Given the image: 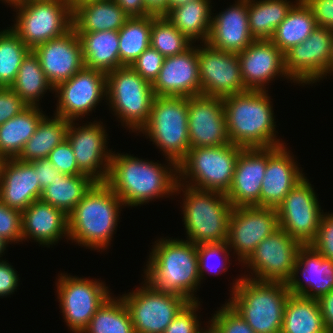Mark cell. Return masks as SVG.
Segmentation results:
<instances>
[{
    "instance_id": "obj_26",
    "label": "cell",
    "mask_w": 333,
    "mask_h": 333,
    "mask_svg": "<svg viewBox=\"0 0 333 333\" xmlns=\"http://www.w3.org/2000/svg\"><path fill=\"white\" fill-rule=\"evenodd\" d=\"M286 145L269 147L268 161L260 191V207L276 209L305 175Z\"/></svg>"
},
{
    "instance_id": "obj_6",
    "label": "cell",
    "mask_w": 333,
    "mask_h": 333,
    "mask_svg": "<svg viewBox=\"0 0 333 333\" xmlns=\"http://www.w3.org/2000/svg\"><path fill=\"white\" fill-rule=\"evenodd\" d=\"M181 190L184 193L181 207L187 241L195 245L227 242L229 219L233 209L227 196L224 193L196 189L178 182L175 194Z\"/></svg>"
},
{
    "instance_id": "obj_36",
    "label": "cell",
    "mask_w": 333,
    "mask_h": 333,
    "mask_svg": "<svg viewBox=\"0 0 333 333\" xmlns=\"http://www.w3.org/2000/svg\"><path fill=\"white\" fill-rule=\"evenodd\" d=\"M270 39L284 54L302 43L318 26L304 0H296Z\"/></svg>"
},
{
    "instance_id": "obj_24",
    "label": "cell",
    "mask_w": 333,
    "mask_h": 333,
    "mask_svg": "<svg viewBox=\"0 0 333 333\" xmlns=\"http://www.w3.org/2000/svg\"><path fill=\"white\" fill-rule=\"evenodd\" d=\"M299 271L307 286L301 282ZM286 283L290 294L318 300L333 289V261L326 259L310 244L302 245L293 274Z\"/></svg>"
},
{
    "instance_id": "obj_3",
    "label": "cell",
    "mask_w": 333,
    "mask_h": 333,
    "mask_svg": "<svg viewBox=\"0 0 333 333\" xmlns=\"http://www.w3.org/2000/svg\"><path fill=\"white\" fill-rule=\"evenodd\" d=\"M160 239L149 255L144 280L153 288L179 295L188 302L198 301L194 295L201 282L197 245L182 239Z\"/></svg>"
},
{
    "instance_id": "obj_61",
    "label": "cell",
    "mask_w": 333,
    "mask_h": 333,
    "mask_svg": "<svg viewBox=\"0 0 333 333\" xmlns=\"http://www.w3.org/2000/svg\"><path fill=\"white\" fill-rule=\"evenodd\" d=\"M333 73V41H332V47H331V55H330V59H329V65H328V70L326 71L325 76H327V74Z\"/></svg>"
},
{
    "instance_id": "obj_2",
    "label": "cell",
    "mask_w": 333,
    "mask_h": 333,
    "mask_svg": "<svg viewBox=\"0 0 333 333\" xmlns=\"http://www.w3.org/2000/svg\"><path fill=\"white\" fill-rule=\"evenodd\" d=\"M268 90H247L223 97L228 138L243 148H269L285 143L276 138Z\"/></svg>"
},
{
    "instance_id": "obj_4",
    "label": "cell",
    "mask_w": 333,
    "mask_h": 333,
    "mask_svg": "<svg viewBox=\"0 0 333 333\" xmlns=\"http://www.w3.org/2000/svg\"><path fill=\"white\" fill-rule=\"evenodd\" d=\"M122 205L105 182H96L68 215V240L99 251L107 249Z\"/></svg>"
},
{
    "instance_id": "obj_58",
    "label": "cell",
    "mask_w": 333,
    "mask_h": 333,
    "mask_svg": "<svg viewBox=\"0 0 333 333\" xmlns=\"http://www.w3.org/2000/svg\"><path fill=\"white\" fill-rule=\"evenodd\" d=\"M209 322H211V323L209 324L210 326L207 325L208 329L206 328V330H205V328L204 329L200 328L198 330V333H221L219 328L212 321L209 320ZM202 330H204V331H202Z\"/></svg>"
},
{
    "instance_id": "obj_13",
    "label": "cell",
    "mask_w": 333,
    "mask_h": 333,
    "mask_svg": "<svg viewBox=\"0 0 333 333\" xmlns=\"http://www.w3.org/2000/svg\"><path fill=\"white\" fill-rule=\"evenodd\" d=\"M301 246L297 239L279 227L262 240L242 264H246L245 267L253 272H251L252 277L250 275L243 277L255 281L287 282L293 274L297 253ZM254 273L255 276H253Z\"/></svg>"
},
{
    "instance_id": "obj_22",
    "label": "cell",
    "mask_w": 333,
    "mask_h": 333,
    "mask_svg": "<svg viewBox=\"0 0 333 333\" xmlns=\"http://www.w3.org/2000/svg\"><path fill=\"white\" fill-rule=\"evenodd\" d=\"M243 83L248 90H266L277 76H286L284 53L271 40H254L238 53ZM266 84V85H265Z\"/></svg>"
},
{
    "instance_id": "obj_16",
    "label": "cell",
    "mask_w": 333,
    "mask_h": 333,
    "mask_svg": "<svg viewBox=\"0 0 333 333\" xmlns=\"http://www.w3.org/2000/svg\"><path fill=\"white\" fill-rule=\"evenodd\" d=\"M279 228L277 210L258 206L233 207L227 244L234 249L238 261L244 263L256 246Z\"/></svg>"
},
{
    "instance_id": "obj_55",
    "label": "cell",
    "mask_w": 333,
    "mask_h": 333,
    "mask_svg": "<svg viewBox=\"0 0 333 333\" xmlns=\"http://www.w3.org/2000/svg\"><path fill=\"white\" fill-rule=\"evenodd\" d=\"M327 333H333V289L318 299Z\"/></svg>"
},
{
    "instance_id": "obj_47",
    "label": "cell",
    "mask_w": 333,
    "mask_h": 333,
    "mask_svg": "<svg viewBox=\"0 0 333 333\" xmlns=\"http://www.w3.org/2000/svg\"><path fill=\"white\" fill-rule=\"evenodd\" d=\"M22 212L0 201V236L9 243H18L22 239Z\"/></svg>"
},
{
    "instance_id": "obj_48",
    "label": "cell",
    "mask_w": 333,
    "mask_h": 333,
    "mask_svg": "<svg viewBox=\"0 0 333 333\" xmlns=\"http://www.w3.org/2000/svg\"><path fill=\"white\" fill-rule=\"evenodd\" d=\"M199 306V301L188 302L163 333H198L201 323H199L196 311Z\"/></svg>"
},
{
    "instance_id": "obj_18",
    "label": "cell",
    "mask_w": 333,
    "mask_h": 333,
    "mask_svg": "<svg viewBox=\"0 0 333 333\" xmlns=\"http://www.w3.org/2000/svg\"><path fill=\"white\" fill-rule=\"evenodd\" d=\"M333 30L317 26L300 44L285 54V70L294 83L312 84L323 79L328 70Z\"/></svg>"
},
{
    "instance_id": "obj_12",
    "label": "cell",
    "mask_w": 333,
    "mask_h": 333,
    "mask_svg": "<svg viewBox=\"0 0 333 333\" xmlns=\"http://www.w3.org/2000/svg\"><path fill=\"white\" fill-rule=\"evenodd\" d=\"M60 275L56 283L59 306L70 330L82 333L111 293L100 280Z\"/></svg>"
},
{
    "instance_id": "obj_62",
    "label": "cell",
    "mask_w": 333,
    "mask_h": 333,
    "mask_svg": "<svg viewBox=\"0 0 333 333\" xmlns=\"http://www.w3.org/2000/svg\"><path fill=\"white\" fill-rule=\"evenodd\" d=\"M8 244H11V243H9L3 237L0 236V257L2 255V253L6 250V247L8 246Z\"/></svg>"
},
{
    "instance_id": "obj_52",
    "label": "cell",
    "mask_w": 333,
    "mask_h": 333,
    "mask_svg": "<svg viewBox=\"0 0 333 333\" xmlns=\"http://www.w3.org/2000/svg\"><path fill=\"white\" fill-rule=\"evenodd\" d=\"M319 27L333 30V0H304Z\"/></svg>"
},
{
    "instance_id": "obj_23",
    "label": "cell",
    "mask_w": 333,
    "mask_h": 333,
    "mask_svg": "<svg viewBox=\"0 0 333 333\" xmlns=\"http://www.w3.org/2000/svg\"><path fill=\"white\" fill-rule=\"evenodd\" d=\"M152 88L155 96L201 95L198 47L191 45L183 53L166 57Z\"/></svg>"
},
{
    "instance_id": "obj_25",
    "label": "cell",
    "mask_w": 333,
    "mask_h": 333,
    "mask_svg": "<svg viewBox=\"0 0 333 333\" xmlns=\"http://www.w3.org/2000/svg\"><path fill=\"white\" fill-rule=\"evenodd\" d=\"M268 161V148H243L233 181L225 194L233 207H260V191Z\"/></svg>"
},
{
    "instance_id": "obj_1",
    "label": "cell",
    "mask_w": 333,
    "mask_h": 333,
    "mask_svg": "<svg viewBox=\"0 0 333 333\" xmlns=\"http://www.w3.org/2000/svg\"><path fill=\"white\" fill-rule=\"evenodd\" d=\"M177 174L178 165L172 160L163 166L127 153L113 152L105 183L121 199L124 206L134 207L166 197L165 195H173L178 183Z\"/></svg>"
},
{
    "instance_id": "obj_51",
    "label": "cell",
    "mask_w": 333,
    "mask_h": 333,
    "mask_svg": "<svg viewBox=\"0 0 333 333\" xmlns=\"http://www.w3.org/2000/svg\"><path fill=\"white\" fill-rule=\"evenodd\" d=\"M28 106L10 87H0V126Z\"/></svg>"
},
{
    "instance_id": "obj_28",
    "label": "cell",
    "mask_w": 333,
    "mask_h": 333,
    "mask_svg": "<svg viewBox=\"0 0 333 333\" xmlns=\"http://www.w3.org/2000/svg\"><path fill=\"white\" fill-rule=\"evenodd\" d=\"M233 5L212 16L207 43L216 49L238 54L255 39L249 30L248 0H237Z\"/></svg>"
},
{
    "instance_id": "obj_9",
    "label": "cell",
    "mask_w": 333,
    "mask_h": 333,
    "mask_svg": "<svg viewBox=\"0 0 333 333\" xmlns=\"http://www.w3.org/2000/svg\"><path fill=\"white\" fill-rule=\"evenodd\" d=\"M106 100L122 125L132 132L140 131L150 116L155 94L152 84L131 66L106 73Z\"/></svg>"
},
{
    "instance_id": "obj_17",
    "label": "cell",
    "mask_w": 333,
    "mask_h": 333,
    "mask_svg": "<svg viewBox=\"0 0 333 333\" xmlns=\"http://www.w3.org/2000/svg\"><path fill=\"white\" fill-rule=\"evenodd\" d=\"M203 44L198 47L201 95L223 98L247 91L238 54Z\"/></svg>"
},
{
    "instance_id": "obj_42",
    "label": "cell",
    "mask_w": 333,
    "mask_h": 333,
    "mask_svg": "<svg viewBox=\"0 0 333 333\" xmlns=\"http://www.w3.org/2000/svg\"><path fill=\"white\" fill-rule=\"evenodd\" d=\"M30 51L11 28L0 32V87L11 86Z\"/></svg>"
},
{
    "instance_id": "obj_43",
    "label": "cell",
    "mask_w": 333,
    "mask_h": 333,
    "mask_svg": "<svg viewBox=\"0 0 333 333\" xmlns=\"http://www.w3.org/2000/svg\"><path fill=\"white\" fill-rule=\"evenodd\" d=\"M192 42L187 39L166 16L152 15L150 46L161 55L171 57L187 50Z\"/></svg>"
},
{
    "instance_id": "obj_63",
    "label": "cell",
    "mask_w": 333,
    "mask_h": 333,
    "mask_svg": "<svg viewBox=\"0 0 333 333\" xmlns=\"http://www.w3.org/2000/svg\"><path fill=\"white\" fill-rule=\"evenodd\" d=\"M3 1L5 3H7L8 5L10 4V6L12 5V7H13V6L17 5V4L23 3L25 1H30V0H2V2Z\"/></svg>"
},
{
    "instance_id": "obj_56",
    "label": "cell",
    "mask_w": 333,
    "mask_h": 333,
    "mask_svg": "<svg viewBox=\"0 0 333 333\" xmlns=\"http://www.w3.org/2000/svg\"><path fill=\"white\" fill-rule=\"evenodd\" d=\"M130 17L148 16L144 0H114Z\"/></svg>"
},
{
    "instance_id": "obj_31",
    "label": "cell",
    "mask_w": 333,
    "mask_h": 333,
    "mask_svg": "<svg viewBox=\"0 0 333 333\" xmlns=\"http://www.w3.org/2000/svg\"><path fill=\"white\" fill-rule=\"evenodd\" d=\"M84 67L108 73L123 67L119 59L118 31L77 32Z\"/></svg>"
},
{
    "instance_id": "obj_50",
    "label": "cell",
    "mask_w": 333,
    "mask_h": 333,
    "mask_svg": "<svg viewBox=\"0 0 333 333\" xmlns=\"http://www.w3.org/2000/svg\"><path fill=\"white\" fill-rule=\"evenodd\" d=\"M326 259L333 261V213H324L316 238L310 244Z\"/></svg>"
},
{
    "instance_id": "obj_11",
    "label": "cell",
    "mask_w": 333,
    "mask_h": 333,
    "mask_svg": "<svg viewBox=\"0 0 333 333\" xmlns=\"http://www.w3.org/2000/svg\"><path fill=\"white\" fill-rule=\"evenodd\" d=\"M144 282L141 288L122 296L131 315L134 332L163 333L188 301Z\"/></svg>"
},
{
    "instance_id": "obj_46",
    "label": "cell",
    "mask_w": 333,
    "mask_h": 333,
    "mask_svg": "<svg viewBox=\"0 0 333 333\" xmlns=\"http://www.w3.org/2000/svg\"><path fill=\"white\" fill-rule=\"evenodd\" d=\"M164 59L163 55L150 46L130 66L143 79L153 84L158 78Z\"/></svg>"
},
{
    "instance_id": "obj_39",
    "label": "cell",
    "mask_w": 333,
    "mask_h": 333,
    "mask_svg": "<svg viewBox=\"0 0 333 333\" xmlns=\"http://www.w3.org/2000/svg\"><path fill=\"white\" fill-rule=\"evenodd\" d=\"M10 88L29 106H39L40 97L45 95L48 89L54 92V87L47 80L39 59L32 50L23 59Z\"/></svg>"
},
{
    "instance_id": "obj_10",
    "label": "cell",
    "mask_w": 333,
    "mask_h": 333,
    "mask_svg": "<svg viewBox=\"0 0 333 333\" xmlns=\"http://www.w3.org/2000/svg\"><path fill=\"white\" fill-rule=\"evenodd\" d=\"M15 8L16 23L9 28L30 50L61 37L73 27L68 0H30L15 5Z\"/></svg>"
},
{
    "instance_id": "obj_21",
    "label": "cell",
    "mask_w": 333,
    "mask_h": 333,
    "mask_svg": "<svg viewBox=\"0 0 333 333\" xmlns=\"http://www.w3.org/2000/svg\"><path fill=\"white\" fill-rule=\"evenodd\" d=\"M32 51L54 88L84 67L81 42L73 27L61 37L44 42Z\"/></svg>"
},
{
    "instance_id": "obj_60",
    "label": "cell",
    "mask_w": 333,
    "mask_h": 333,
    "mask_svg": "<svg viewBox=\"0 0 333 333\" xmlns=\"http://www.w3.org/2000/svg\"><path fill=\"white\" fill-rule=\"evenodd\" d=\"M89 1H95V0H68V3L70 4L71 9L73 11L78 5H81Z\"/></svg>"
},
{
    "instance_id": "obj_15",
    "label": "cell",
    "mask_w": 333,
    "mask_h": 333,
    "mask_svg": "<svg viewBox=\"0 0 333 333\" xmlns=\"http://www.w3.org/2000/svg\"><path fill=\"white\" fill-rule=\"evenodd\" d=\"M54 91L59 99L54 115L75 122L88 115L107 96L106 73L83 67L69 80L58 84Z\"/></svg>"
},
{
    "instance_id": "obj_54",
    "label": "cell",
    "mask_w": 333,
    "mask_h": 333,
    "mask_svg": "<svg viewBox=\"0 0 333 333\" xmlns=\"http://www.w3.org/2000/svg\"><path fill=\"white\" fill-rule=\"evenodd\" d=\"M29 163L37 171V177L41 186V190L45 189L48 185H50L51 182H53L56 179V176L60 173L52 165L48 158L30 161Z\"/></svg>"
},
{
    "instance_id": "obj_29",
    "label": "cell",
    "mask_w": 333,
    "mask_h": 333,
    "mask_svg": "<svg viewBox=\"0 0 333 333\" xmlns=\"http://www.w3.org/2000/svg\"><path fill=\"white\" fill-rule=\"evenodd\" d=\"M21 225L23 240L32 238L46 247L69 236L68 215L40 199L22 211Z\"/></svg>"
},
{
    "instance_id": "obj_14",
    "label": "cell",
    "mask_w": 333,
    "mask_h": 333,
    "mask_svg": "<svg viewBox=\"0 0 333 333\" xmlns=\"http://www.w3.org/2000/svg\"><path fill=\"white\" fill-rule=\"evenodd\" d=\"M303 177L276 208L279 227L302 245L311 244L316 238L324 212L308 181Z\"/></svg>"
},
{
    "instance_id": "obj_57",
    "label": "cell",
    "mask_w": 333,
    "mask_h": 333,
    "mask_svg": "<svg viewBox=\"0 0 333 333\" xmlns=\"http://www.w3.org/2000/svg\"><path fill=\"white\" fill-rule=\"evenodd\" d=\"M149 15L165 16L168 13V0H144Z\"/></svg>"
},
{
    "instance_id": "obj_20",
    "label": "cell",
    "mask_w": 333,
    "mask_h": 333,
    "mask_svg": "<svg viewBox=\"0 0 333 333\" xmlns=\"http://www.w3.org/2000/svg\"><path fill=\"white\" fill-rule=\"evenodd\" d=\"M190 148L230 144L222 97H188Z\"/></svg>"
},
{
    "instance_id": "obj_32",
    "label": "cell",
    "mask_w": 333,
    "mask_h": 333,
    "mask_svg": "<svg viewBox=\"0 0 333 333\" xmlns=\"http://www.w3.org/2000/svg\"><path fill=\"white\" fill-rule=\"evenodd\" d=\"M39 106H28L20 114L0 126V158H17L25 143L45 117Z\"/></svg>"
},
{
    "instance_id": "obj_40",
    "label": "cell",
    "mask_w": 333,
    "mask_h": 333,
    "mask_svg": "<svg viewBox=\"0 0 333 333\" xmlns=\"http://www.w3.org/2000/svg\"><path fill=\"white\" fill-rule=\"evenodd\" d=\"M152 15L130 17L118 31L119 59L123 66H130L150 47Z\"/></svg>"
},
{
    "instance_id": "obj_49",
    "label": "cell",
    "mask_w": 333,
    "mask_h": 333,
    "mask_svg": "<svg viewBox=\"0 0 333 333\" xmlns=\"http://www.w3.org/2000/svg\"><path fill=\"white\" fill-rule=\"evenodd\" d=\"M47 158L60 173L66 175L83 174L77 166L72 146L68 139L57 145Z\"/></svg>"
},
{
    "instance_id": "obj_38",
    "label": "cell",
    "mask_w": 333,
    "mask_h": 333,
    "mask_svg": "<svg viewBox=\"0 0 333 333\" xmlns=\"http://www.w3.org/2000/svg\"><path fill=\"white\" fill-rule=\"evenodd\" d=\"M293 5L288 0H248L249 30L253 38L270 40Z\"/></svg>"
},
{
    "instance_id": "obj_19",
    "label": "cell",
    "mask_w": 333,
    "mask_h": 333,
    "mask_svg": "<svg viewBox=\"0 0 333 333\" xmlns=\"http://www.w3.org/2000/svg\"><path fill=\"white\" fill-rule=\"evenodd\" d=\"M76 127L70 121L67 139L72 146L79 170L96 182H106L112 151L107 149V132L102 122ZM103 167V168H102Z\"/></svg>"
},
{
    "instance_id": "obj_33",
    "label": "cell",
    "mask_w": 333,
    "mask_h": 333,
    "mask_svg": "<svg viewBox=\"0 0 333 333\" xmlns=\"http://www.w3.org/2000/svg\"><path fill=\"white\" fill-rule=\"evenodd\" d=\"M210 3V0H194L172 8L165 16L193 44L198 39L207 43L212 21Z\"/></svg>"
},
{
    "instance_id": "obj_8",
    "label": "cell",
    "mask_w": 333,
    "mask_h": 333,
    "mask_svg": "<svg viewBox=\"0 0 333 333\" xmlns=\"http://www.w3.org/2000/svg\"><path fill=\"white\" fill-rule=\"evenodd\" d=\"M242 149L243 147L231 143L190 148L187 156L178 164V182L183 185L188 182L186 185L196 189L226 194L232 184L236 162Z\"/></svg>"
},
{
    "instance_id": "obj_53",
    "label": "cell",
    "mask_w": 333,
    "mask_h": 333,
    "mask_svg": "<svg viewBox=\"0 0 333 333\" xmlns=\"http://www.w3.org/2000/svg\"><path fill=\"white\" fill-rule=\"evenodd\" d=\"M19 275L8 262L0 259V297L11 295L18 287Z\"/></svg>"
},
{
    "instance_id": "obj_59",
    "label": "cell",
    "mask_w": 333,
    "mask_h": 333,
    "mask_svg": "<svg viewBox=\"0 0 333 333\" xmlns=\"http://www.w3.org/2000/svg\"><path fill=\"white\" fill-rule=\"evenodd\" d=\"M194 0H168V12L177 6H180L182 4H186L188 2H191Z\"/></svg>"
},
{
    "instance_id": "obj_34",
    "label": "cell",
    "mask_w": 333,
    "mask_h": 333,
    "mask_svg": "<svg viewBox=\"0 0 333 333\" xmlns=\"http://www.w3.org/2000/svg\"><path fill=\"white\" fill-rule=\"evenodd\" d=\"M281 333H327L318 300L290 294Z\"/></svg>"
},
{
    "instance_id": "obj_44",
    "label": "cell",
    "mask_w": 333,
    "mask_h": 333,
    "mask_svg": "<svg viewBox=\"0 0 333 333\" xmlns=\"http://www.w3.org/2000/svg\"><path fill=\"white\" fill-rule=\"evenodd\" d=\"M229 251L232 250H230V248L228 247L227 242L219 244H198L197 253H198V268H199L200 280L203 279L204 272L206 273L208 271L207 273L209 274L210 272L211 274V271L213 270L212 273H214V275L215 274L218 275V273L221 274V272L227 271L228 267L226 266V263H229V258H228V256H230ZM214 258L216 259L221 258L222 260L221 259L218 260H221L222 264H220V262L219 264L218 263L216 264L215 263L216 261L214 262L215 264L213 262H210L211 259L215 260Z\"/></svg>"
},
{
    "instance_id": "obj_27",
    "label": "cell",
    "mask_w": 333,
    "mask_h": 333,
    "mask_svg": "<svg viewBox=\"0 0 333 333\" xmlns=\"http://www.w3.org/2000/svg\"><path fill=\"white\" fill-rule=\"evenodd\" d=\"M42 194L37 171L29 162L17 158L0 163V201L10 208L24 211Z\"/></svg>"
},
{
    "instance_id": "obj_7",
    "label": "cell",
    "mask_w": 333,
    "mask_h": 333,
    "mask_svg": "<svg viewBox=\"0 0 333 333\" xmlns=\"http://www.w3.org/2000/svg\"><path fill=\"white\" fill-rule=\"evenodd\" d=\"M140 132L163 151L167 161L178 165L190 149L188 97L155 96L148 121Z\"/></svg>"
},
{
    "instance_id": "obj_30",
    "label": "cell",
    "mask_w": 333,
    "mask_h": 333,
    "mask_svg": "<svg viewBox=\"0 0 333 333\" xmlns=\"http://www.w3.org/2000/svg\"><path fill=\"white\" fill-rule=\"evenodd\" d=\"M129 18L114 0L89 1L72 11V23L76 32L119 31Z\"/></svg>"
},
{
    "instance_id": "obj_41",
    "label": "cell",
    "mask_w": 333,
    "mask_h": 333,
    "mask_svg": "<svg viewBox=\"0 0 333 333\" xmlns=\"http://www.w3.org/2000/svg\"><path fill=\"white\" fill-rule=\"evenodd\" d=\"M110 296L90 319L82 333H135L129 310L120 296Z\"/></svg>"
},
{
    "instance_id": "obj_45",
    "label": "cell",
    "mask_w": 333,
    "mask_h": 333,
    "mask_svg": "<svg viewBox=\"0 0 333 333\" xmlns=\"http://www.w3.org/2000/svg\"><path fill=\"white\" fill-rule=\"evenodd\" d=\"M211 321L221 333H255L246 321L228 303L215 311Z\"/></svg>"
},
{
    "instance_id": "obj_37",
    "label": "cell",
    "mask_w": 333,
    "mask_h": 333,
    "mask_svg": "<svg viewBox=\"0 0 333 333\" xmlns=\"http://www.w3.org/2000/svg\"><path fill=\"white\" fill-rule=\"evenodd\" d=\"M69 123L70 120L56 115L54 118L45 116L35 133L25 143L17 159L30 162L47 158L57 145L67 139Z\"/></svg>"
},
{
    "instance_id": "obj_5",
    "label": "cell",
    "mask_w": 333,
    "mask_h": 333,
    "mask_svg": "<svg viewBox=\"0 0 333 333\" xmlns=\"http://www.w3.org/2000/svg\"><path fill=\"white\" fill-rule=\"evenodd\" d=\"M227 302L255 333H281L290 291L286 282L255 281L241 276Z\"/></svg>"
},
{
    "instance_id": "obj_35",
    "label": "cell",
    "mask_w": 333,
    "mask_h": 333,
    "mask_svg": "<svg viewBox=\"0 0 333 333\" xmlns=\"http://www.w3.org/2000/svg\"><path fill=\"white\" fill-rule=\"evenodd\" d=\"M95 183L96 181L85 174L59 173L56 179L42 190L40 200L69 215Z\"/></svg>"
}]
</instances>
